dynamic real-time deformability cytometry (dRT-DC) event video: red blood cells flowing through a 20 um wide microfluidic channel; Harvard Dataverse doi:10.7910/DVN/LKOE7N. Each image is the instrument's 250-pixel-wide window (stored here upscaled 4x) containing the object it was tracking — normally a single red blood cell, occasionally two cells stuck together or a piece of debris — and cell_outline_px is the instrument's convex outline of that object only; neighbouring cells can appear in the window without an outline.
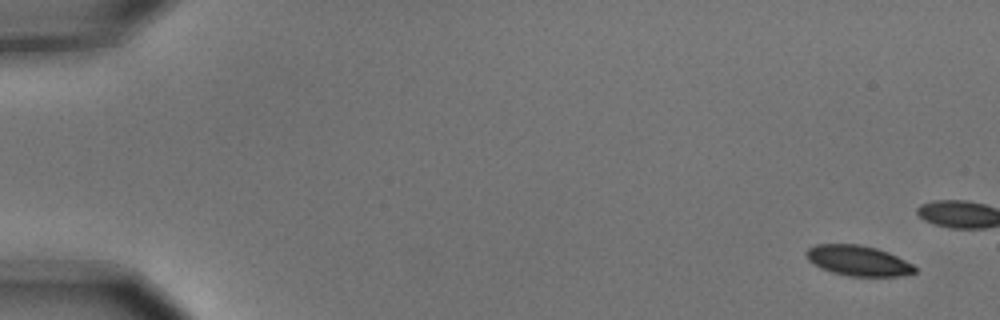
{"species": "common noctule bat (a hibernating species)", "species_latin": "Nyctalus noctula", "temperature_condition": "cold", "stored_images_in_passage": 5, "camera_frame_rate_fps": 3000, "um_per_image_px": 0.085, "animal": {"sex": "male", "body_mass_g": 15.6}, "frame": {"image": 1, "passage_image": 1, "time_ms": 0.0, "image_size_px": [1000, 320], "cell_outline_px": [[916, 272], [900, 276], [848, 276], [832, 272], [820, 268], [808, 260], [804, 252], [808, 248], [816, 244], [860, 244], [876, 248], [888, 252], [912, 264], [916, 268]], "centroid_in_image_um": [72.91, 22.15], "position_along_channel_um": 12.1, "area_um2": 19.19}}